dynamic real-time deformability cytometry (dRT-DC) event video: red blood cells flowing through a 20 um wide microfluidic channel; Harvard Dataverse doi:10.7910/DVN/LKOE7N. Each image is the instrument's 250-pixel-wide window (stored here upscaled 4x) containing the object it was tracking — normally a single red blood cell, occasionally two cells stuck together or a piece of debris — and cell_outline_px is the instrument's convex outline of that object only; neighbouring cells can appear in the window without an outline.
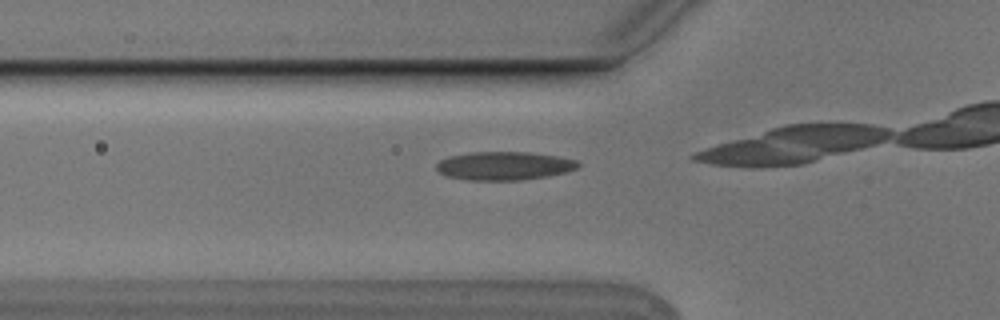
{"species": "Egyptian fruit bat (a non-hibernating species)", "species_latin": "Rousettus aegyptiacus", "temperature_condition": "cold", "stored_images_in_passage": 9, "camera_frame_rate_fps": 3000, "um_per_image_px": 0.085, "animal": {"sex": "male"}, "frame": {"image": 1, "passage_image": 2, "time_ms": 0.333, "image_size_px": [1000, 320], "cell_outline_px": [[580, 164], [576, 168], [564, 172], [548, 176], [520, 180], [464, 180], [444, 176], [436, 168], [436, 164], [440, 160], [448, 156], [472, 152], [528, 152], [560, 156], [580, 160]], "centroid_in_image_um": [42.84, 14.09], "position_along_channel_um": 83.0, "area_um2": 23.7}}
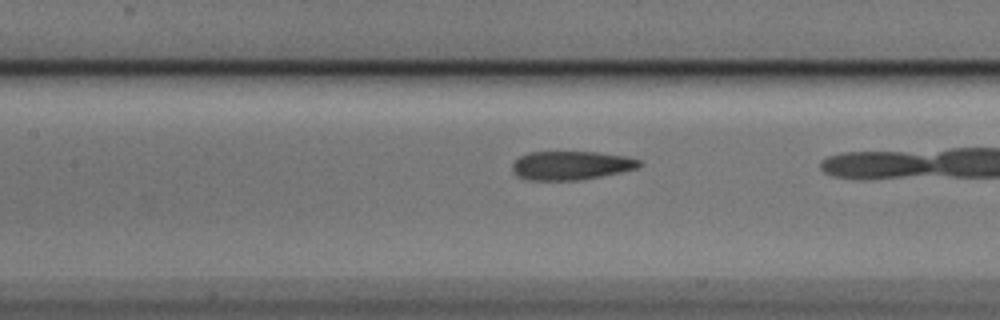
{"frame": {"image": 2, "passage_image": 8, "time_ms": 2.333, "image_size_px": [1000, 320], "cell_outline_px": [[644, 164], [636, 168], [620, 172], [580, 180], [528, 180], [516, 176], [512, 172], [512, 164], [520, 156], [532, 152], [596, 152], [624, 156], [640, 160]], "centroid_in_image_um": [48.51, 14.07], "position_along_channel_um": 158.9, "area_um2": 21.21}}